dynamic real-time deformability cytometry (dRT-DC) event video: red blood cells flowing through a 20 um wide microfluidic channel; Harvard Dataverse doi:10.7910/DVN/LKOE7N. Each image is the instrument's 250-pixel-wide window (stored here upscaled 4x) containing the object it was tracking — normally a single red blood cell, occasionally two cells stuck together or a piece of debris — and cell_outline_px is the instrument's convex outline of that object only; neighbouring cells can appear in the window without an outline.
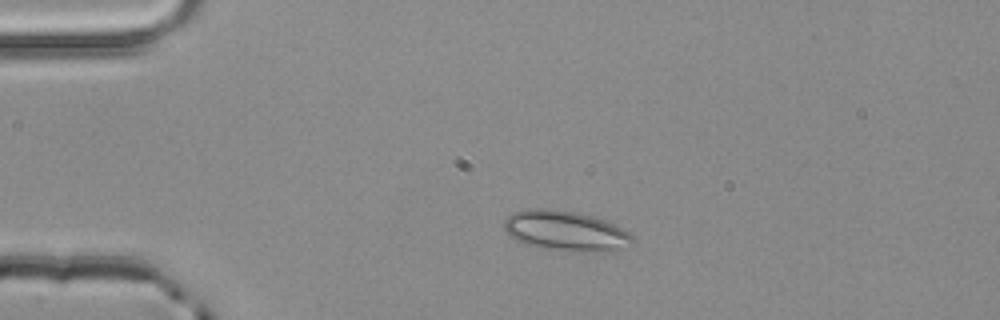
{"species": "common noctule bat (a hibernating species)", "species_latin": "Nyctalus noctula", "temperature_condition": "room temperature", "stored_images_in_passage": 2, "camera_frame_rate_fps": 3000, "um_per_image_px": 0.085, "animal": {"sex": "male", "body_mass_g": 20.4}, "frame": {"image": 1, "passage_image": 1, "time_ms": 0.0, "image_size_px": [1000, 320], "cell_outline_px": [[636, 244], [612, 252], [572, 252], [544, 248], [528, 244], [516, 240], [508, 236], [504, 228], [504, 220], [512, 212], [528, 208], [552, 208], [576, 212], [592, 216], [616, 224], [636, 236]], "centroid_in_image_um": [48.16, 19.64], "position_along_channel_um": 36.8, "area_um2": 30.92}}